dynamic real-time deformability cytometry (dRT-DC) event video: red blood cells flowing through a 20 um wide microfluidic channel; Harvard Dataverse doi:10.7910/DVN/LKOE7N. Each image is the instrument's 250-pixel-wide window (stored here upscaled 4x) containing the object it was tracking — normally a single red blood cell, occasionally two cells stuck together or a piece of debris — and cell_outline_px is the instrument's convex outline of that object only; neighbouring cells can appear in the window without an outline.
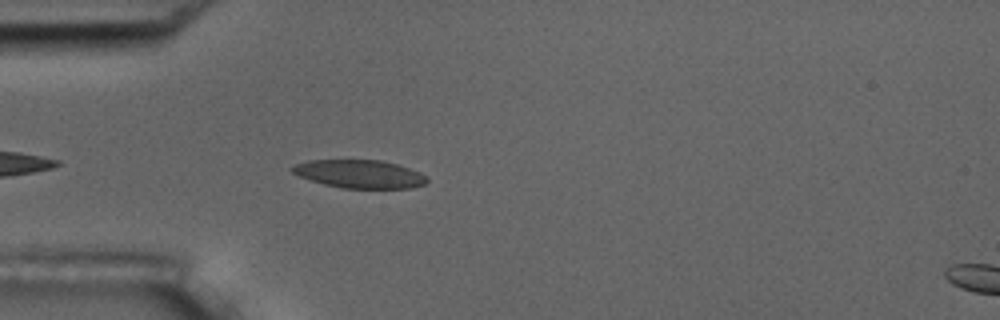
{"species": "common noctule bat (a hibernating species)", "species_latin": "Nyctalus noctula", "temperature_condition": "room temperature", "stored_images_in_passage": 5, "camera_frame_rate_fps": 3000, "um_per_image_px": 0.085, "animal": {"sex": "male", "body_mass_g": 17.5, "forearm_length_mm": 52.3}, "frame": {"image": 1, "passage_image": 4, "time_ms": 3.333, "image_size_px": [1000, 320], "cell_outline_px": [[428, 180], [424, 184], [412, 188], [340, 188], [324, 184], [300, 176], [292, 172], [288, 168], [296, 164], [308, 160], [380, 160], [396, 164], [420, 172], [428, 176]], "centroid_in_image_um": [30.57, 14.79], "position_along_channel_um": 54.4, "area_um2": 22.08}}